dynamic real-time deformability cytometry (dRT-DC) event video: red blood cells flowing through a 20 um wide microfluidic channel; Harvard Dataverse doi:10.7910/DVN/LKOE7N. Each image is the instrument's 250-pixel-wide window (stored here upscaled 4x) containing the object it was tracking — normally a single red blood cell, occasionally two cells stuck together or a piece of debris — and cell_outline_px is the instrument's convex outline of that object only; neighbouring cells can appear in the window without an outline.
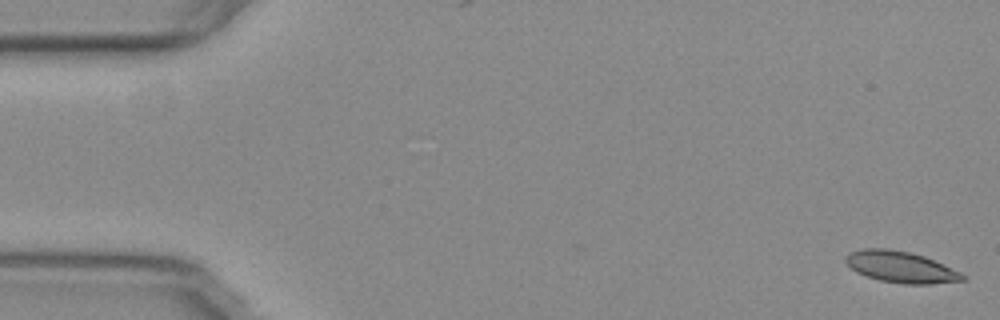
{"species": "common noctule bat (a hibernating species)", "species_latin": "Nyctalus noctula", "temperature_condition": "warm", "stored_images_in_passage": 54, "camera_frame_rate_fps": 3000, "um_per_image_px": 0.085, "animal": {"sex": "female", "body_mass_g": 29.2, "forearm_length_mm": 56.3}, "frame": {"image": 1, "passage_image": 1, "time_ms": 0.0, "image_size_px": [1000, 320], "cell_outline_px": [[968, 276], [964, 280], [932, 284], [904, 284], [880, 280], [856, 272], [844, 260], [844, 256], [848, 252], [860, 248], [888, 248], [908, 252], [924, 256], [960, 272]], "centroid_in_image_um": [76.54, 22.68], "position_along_channel_um": 8.5, "area_um2": 21.33}}
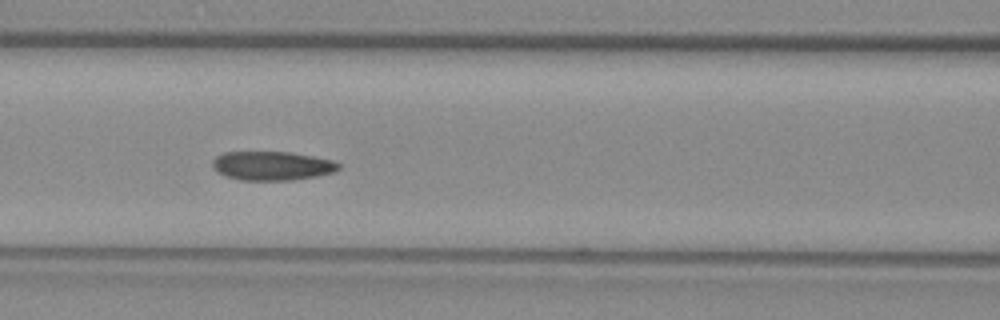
{"frame": {"image": 2, "passage_image": 23, "time_ms": 7.333, "image_size_px": [1000, 320], "cell_outline_px": [[340, 168], [336, 172], [316, 176], [292, 180], [240, 180], [224, 176], [216, 172], [212, 168], [212, 160], [216, 156], [224, 152], [288, 152], [312, 156], [332, 160], [340, 164]], "centroid_in_image_um": [23.09, 14.1], "position_along_channel_um": 143.5, "area_um2": 21.44}}
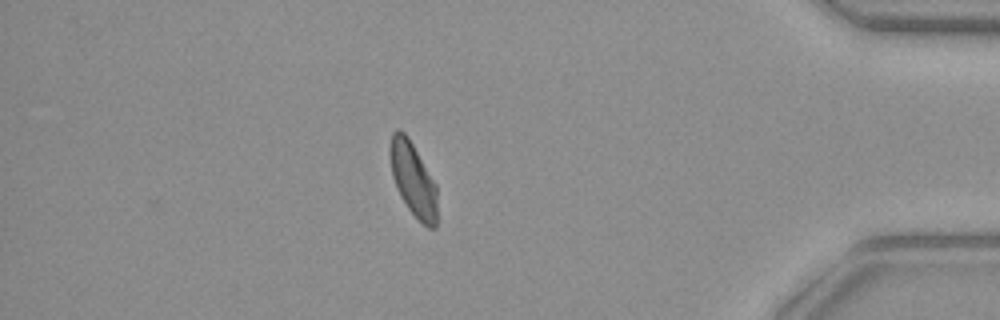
{"frame": {"image": 3, "passage_image": 47, "time_ms": 15.333, "image_size_px": [1000, 320], "cell_outline_px": [[436, 228], [428, 228], [408, 208], [400, 196], [396, 188], [392, 176], [388, 152], [392, 132], [396, 128], [400, 128], [408, 136], [436, 184]], "centroid_in_image_um": [35.07, 15.18], "position_along_channel_um": 400.1, "area_um2": 20.35}, "authors_computed_cell_mechanics": {"area_um2": 21.6172, "velocity_mm_per_s": 3.7573, "shape_relaxation_time_tau1_ms": 7.3447, "shape_relaxation_time_tau2_ms": 1.8319, "deformation_change_tau1": 0.1465, "deformation_change_tau2": 0.0641}}